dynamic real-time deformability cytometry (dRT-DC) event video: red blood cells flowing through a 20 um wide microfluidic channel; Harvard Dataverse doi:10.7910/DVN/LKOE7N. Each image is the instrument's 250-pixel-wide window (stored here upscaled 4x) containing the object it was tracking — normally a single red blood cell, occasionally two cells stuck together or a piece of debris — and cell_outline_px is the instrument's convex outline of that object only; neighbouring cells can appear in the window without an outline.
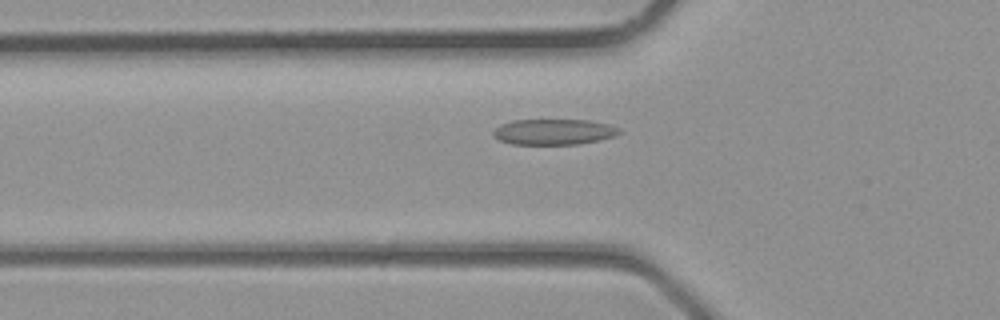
{"species": "common noctule bat (a hibernating species)", "species_latin": "Nyctalus noctula", "temperature_condition": "room temperature", "stored_images_in_passage": 35, "camera_frame_rate_fps": 3000, "um_per_image_px": 0.085, "animal": {"sex": "male", "body_mass_g": 23.1, "forearm_length_mm": 52.7}, "frame": {"image": 1, "passage_image": 12, "time_ms": 3.667, "image_size_px": [1000, 320], "cell_outline_px": [[620, 132], [616, 136], [600, 140], [580, 144], [512, 144], [500, 140], [492, 136], [492, 132], [500, 124], [512, 120], [588, 120], [608, 124], [620, 128]], "centroid_in_image_um": [47.07, 11.21], "position_along_channel_um": 78.7, "area_um2": 18.96}}
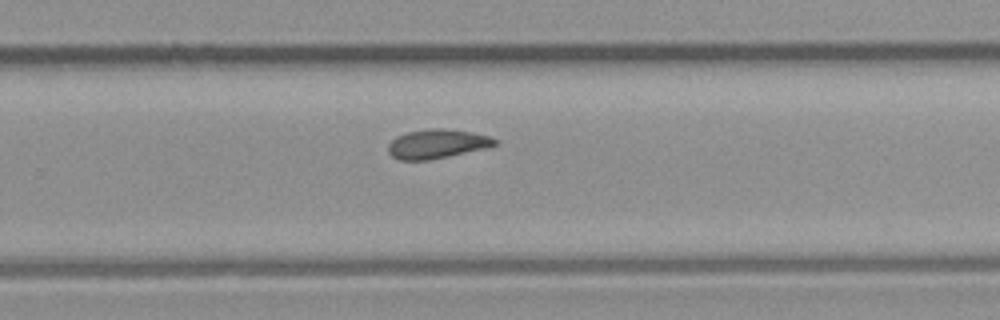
{"frame": {"image": 2, "passage_image": 23, "time_ms": 7.333, "image_size_px": [1000, 320], "cell_outline_px": [[500, 140], [496, 144], [484, 148], [448, 156], [428, 160], [400, 160], [392, 156], [388, 152], [388, 144], [396, 136], [408, 132], [428, 128], [436, 128], [472, 132], [488, 136]], "centroid_in_image_um": [37.12, 12.23], "position_along_channel_um": 292.7, "area_um2": 17.92}}
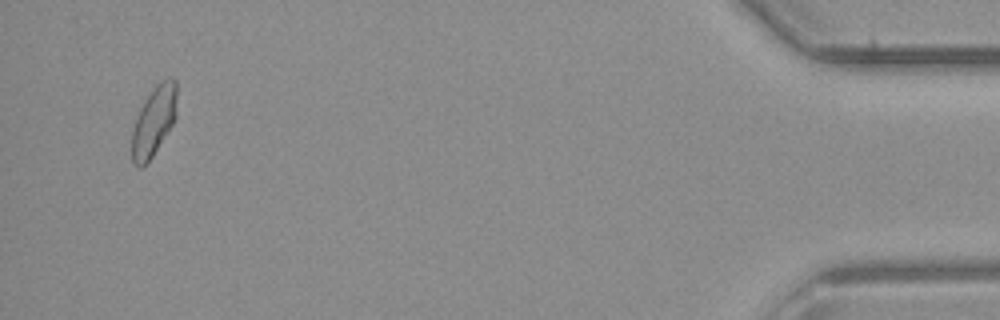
{"frame": {"image": 3, "passage_image": 34, "time_ms": 11.0, "image_size_px": [1000, 320], "cell_outline_px": [[176, 120], [152, 156], [140, 168], [132, 160], [132, 132], [140, 108], [152, 88], [160, 80], [168, 76], [172, 76], [176, 80]], "centroid_in_image_um": [13.11, 10.22], "position_along_channel_um": 422.1, "area_um2": 18.21}}